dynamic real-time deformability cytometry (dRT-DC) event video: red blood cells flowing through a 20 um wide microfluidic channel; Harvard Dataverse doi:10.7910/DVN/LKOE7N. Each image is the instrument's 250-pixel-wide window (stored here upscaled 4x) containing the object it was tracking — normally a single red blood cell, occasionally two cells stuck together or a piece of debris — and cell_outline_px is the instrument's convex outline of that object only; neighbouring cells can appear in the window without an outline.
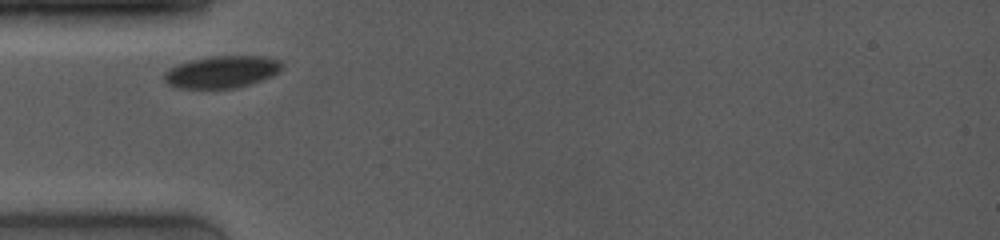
{"species": "common noctule bat (a hibernating species)", "species_latin": "Nyctalus noctula", "temperature_condition": "room temperature", "stored_images_in_passage": 5, "camera_frame_rate_fps": 4000, "um_per_image_px": 0.085, "animal": {"sex": "female", "body_mass_g": 19.0, "forearm_length_mm": 53.3}, "frame": {"image": 1, "passage_image": 1, "time_ms": 0.0, "image_size_px": [1000, 240], "cell_outline_px": [[284, 64], [272, 76], [236, 88], [176, 88], [168, 84], [164, 80], [164, 72], [176, 64], [192, 60], [212, 56], [264, 56], [280, 60]], "centroid_in_image_um": [18.83, 6.1], "position_along_channel_um": 66.2, "area_um2": 21.91}}
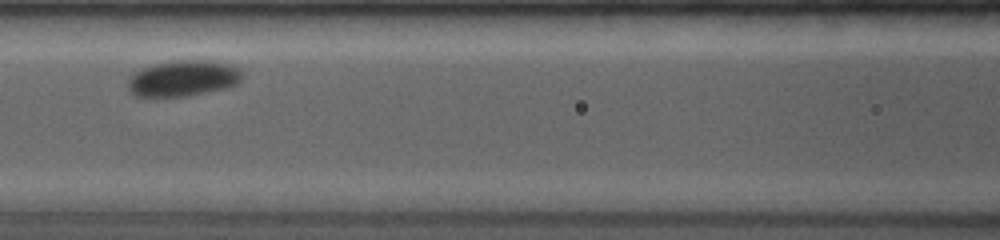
{"frame": {"image": 2, "passage_image": 3, "time_ms": 2.25, "image_size_px": [1000, 240], "cell_outline_px": [[244, 76], [240, 84], [224, 88], [188, 96], [136, 96], [128, 88], [128, 80], [136, 72], [152, 64], [172, 60], [208, 60], [228, 64], [240, 68]], "centroid_in_image_um": [15.63, 6.64], "position_along_channel_um": 151.0, "area_um2": 23.99}}